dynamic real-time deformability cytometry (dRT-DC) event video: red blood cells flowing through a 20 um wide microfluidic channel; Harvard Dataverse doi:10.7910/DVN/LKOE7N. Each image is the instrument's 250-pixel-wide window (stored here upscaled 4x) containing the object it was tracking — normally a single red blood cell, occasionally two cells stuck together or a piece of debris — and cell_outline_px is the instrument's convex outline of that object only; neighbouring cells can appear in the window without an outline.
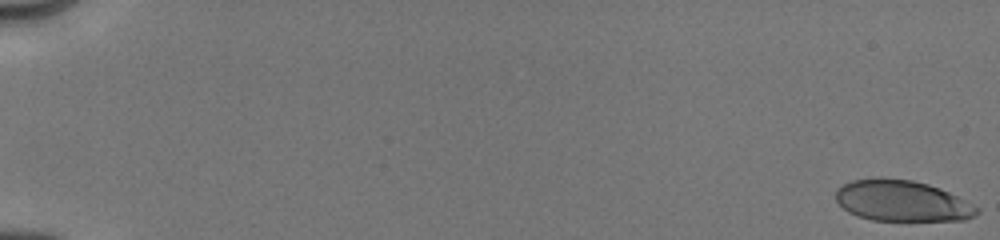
{"species": "human", "species_latin": "Homo sapiens", "temperature_condition": "cold", "stored_images_in_passage": 7, "camera_frame_rate_fps": 3000, "um_per_image_px": 0.085, "donor": {"sex": "male"}, "frame": {"image": 1, "passage_image": 1, "time_ms": 0.0, "image_size_px": [1000, 240], "cell_outline_px": [[980, 212], [976, 216], [964, 220], [872, 220], [856, 216], [848, 212], [836, 200], [836, 188], [852, 180], [912, 180], [928, 184], [940, 188], [980, 208]], "centroid_in_image_um": [76.7, 17.11], "position_along_channel_um": 8.3, "area_um2": 33.06}}
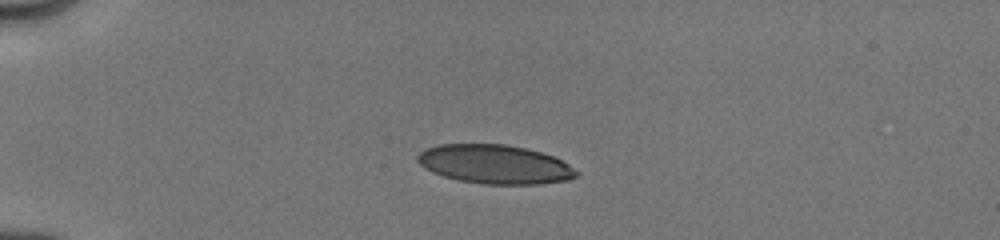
{"frame": {"image": 2, "passage_image": 6, "time_ms": 4.667, "image_size_px": [1000, 240], "cell_outline_px": [[580, 172], [576, 176], [568, 180], [540, 184], [480, 184], [460, 180], [444, 176], [432, 172], [424, 168], [416, 160], [416, 156], [424, 148], [440, 144], [504, 144], [524, 148], [540, 152], [552, 156], [568, 164]], "centroid_in_image_um": [42.03, 13.96], "position_along_channel_um": 43.0, "area_um2": 36.07}}